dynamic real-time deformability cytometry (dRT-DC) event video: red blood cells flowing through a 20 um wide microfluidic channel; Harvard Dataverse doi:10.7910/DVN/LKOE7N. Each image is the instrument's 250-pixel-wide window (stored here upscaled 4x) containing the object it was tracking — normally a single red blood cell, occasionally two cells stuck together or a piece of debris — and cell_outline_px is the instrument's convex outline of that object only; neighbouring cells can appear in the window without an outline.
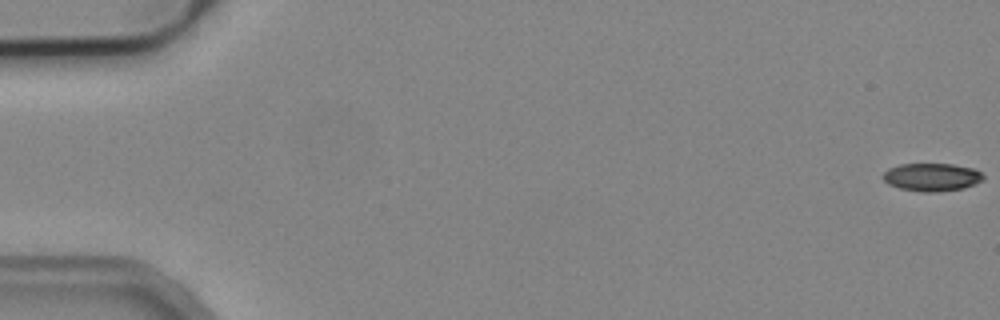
{"species": "common noctule bat (a hibernating species)", "species_latin": "Nyctalus noctula", "temperature_condition": "cold", "stored_images_in_passage": 11, "camera_frame_rate_fps": 3000, "um_per_image_px": 0.085, "animal": {"sex": "male", "body_mass_g": 19.2, "forearm_length_mm": 51.8}, "frame": {"image": 1, "passage_image": 1, "time_ms": 0.0, "image_size_px": [1000, 320], "cell_outline_px": [[984, 180], [976, 184], [964, 188], [936, 192], [920, 192], [900, 188], [888, 184], [880, 176], [888, 168], [900, 164], [952, 164], [972, 168], [980, 172], [984, 176]], "centroid_in_image_um": [79.19, 15.06], "position_along_channel_um": 5.8, "area_um2": 16.47}}